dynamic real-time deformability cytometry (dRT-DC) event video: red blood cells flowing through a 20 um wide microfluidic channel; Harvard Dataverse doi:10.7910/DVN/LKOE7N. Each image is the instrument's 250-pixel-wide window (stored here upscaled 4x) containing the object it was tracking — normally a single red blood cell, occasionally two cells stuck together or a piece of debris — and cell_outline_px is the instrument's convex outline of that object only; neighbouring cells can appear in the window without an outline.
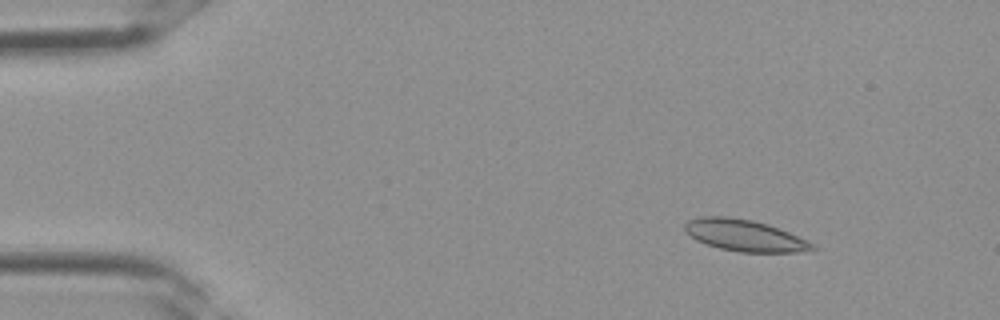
{"species": "Egyptian fruit bat (a non-hibernating species)", "species_latin": "Rousettus aegyptiacus", "temperature_condition": "room temperature", "stored_images_in_passage": 3, "camera_frame_rate_fps": 3000, "um_per_image_px": 0.085, "frame": {"image": 1, "passage_image": 1, "time_ms": 0.0, "image_size_px": [1000, 320], "cell_outline_px": [[816, 248], [796, 252], [740, 252], [720, 248], [696, 240], [684, 228], [684, 224], [688, 220], [700, 216], [728, 216], [752, 220], [768, 224], [808, 240], [816, 244]], "centroid_in_image_um": [63.3, 20.0], "position_along_channel_um": 21.7, "area_um2": 23.29}}
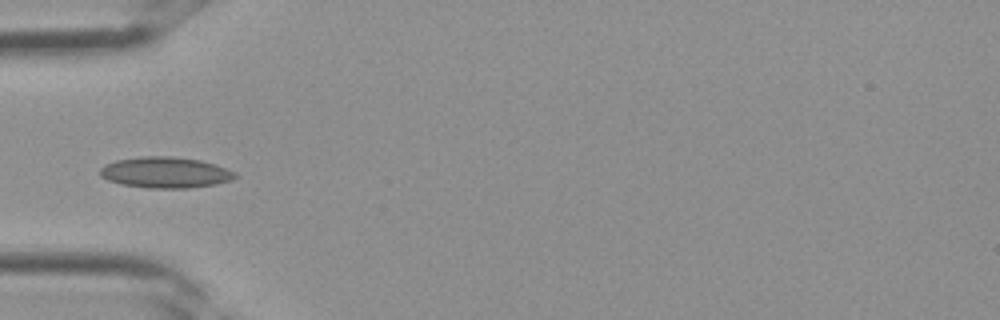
{"frame": {"image": 2, "passage_image": 3, "time_ms": 0.667, "image_size_px": [1000, 320], "cell_outline_px": [[240, 176], [232, 180], [216, 184], [188, 188], [148, 188], [120, 184], [108, 180], [100, 176], [100, 168], [104, 164], [116, 160], [140, 156], [172, 156], [200, 160], [216, 164], [236, 172]], "centroid_in_image_um": [14.07, 14.66], "position_along_channel_um": 70.9, "area_um2": 24.68}}